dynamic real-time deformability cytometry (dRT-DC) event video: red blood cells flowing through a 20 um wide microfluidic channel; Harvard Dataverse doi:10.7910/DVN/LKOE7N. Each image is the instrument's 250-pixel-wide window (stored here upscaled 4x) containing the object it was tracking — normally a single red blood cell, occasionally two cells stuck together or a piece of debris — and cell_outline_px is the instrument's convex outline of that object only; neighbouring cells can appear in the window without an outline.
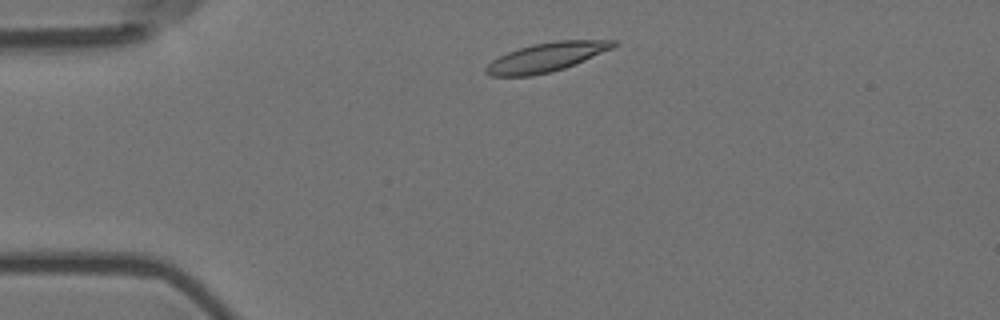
{"species": "Egyptian fruit bat (a non-hibernating species)", "species_latin": "Rousettus aegyptiacus", "temperature_condition": "room temperature", "stored_images_in_passage": 3, "camera_frame_rate_fps": 3000, "um_per_image_px": 0.085, "animal": {"sex": "female"}, "frame": {"image": 1, "passage_image": 2, "time_ms": 0.333, "image_size_px": [1000, 320], "cell_outline_px": [[620, 44], [612, 48], [584, 60], [564, 68], [552, 72], [532, 76], [488, 76], [484, 72], [484, 68], [492, 60], [508, 52], [532, 44], [556, 40], [620, 40]], "centroid_in_image_um": [46.44, 4.86], "position_along_channel_um": 38.6, "area_um2": 21.62}}